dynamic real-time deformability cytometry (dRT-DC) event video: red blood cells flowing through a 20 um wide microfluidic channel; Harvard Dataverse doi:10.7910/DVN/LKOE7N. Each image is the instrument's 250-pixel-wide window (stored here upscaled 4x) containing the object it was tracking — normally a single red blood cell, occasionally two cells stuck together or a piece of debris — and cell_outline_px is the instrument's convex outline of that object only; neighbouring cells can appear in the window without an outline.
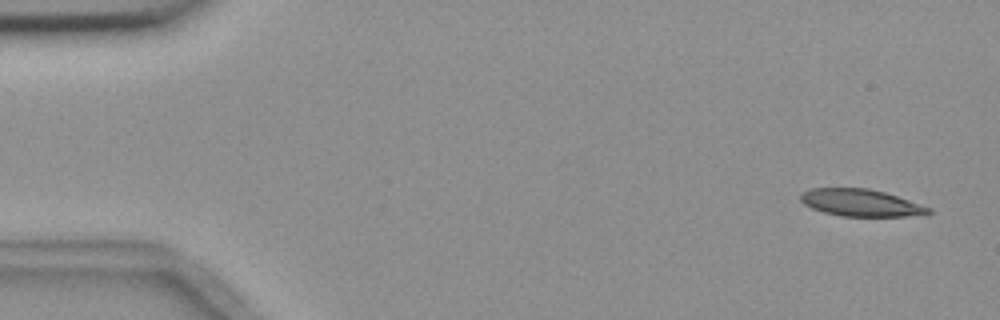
{"species": "common noctule bat (a hibernating species)", "species_latin": "Nyctalus noctula", "temperature_condition": "room temperature", "stored_images_in_passage": 9, "camera_frame_rate_fps": 3000, "um_per_image_px": 0.085, "animal": {"sex": "female", "body_mass_g": 18.4}, "frame": {"image": 1, "passage_image": 1, "time_ms": 0.0, "image_size_px": [1000, 320], "cell_outline_px": [[932, 212], [904, 216], [840, 216], [824, 212], [812, 208], [804, 204], [800, 200], [800, 196], [804, 192], [812, 188], [868, 188], [884, 192], [932, 208]], "centroid_in_image_um": [73.13, 17.23], "position_along_channel_um": 11.9, "area_um2": 19.88}}
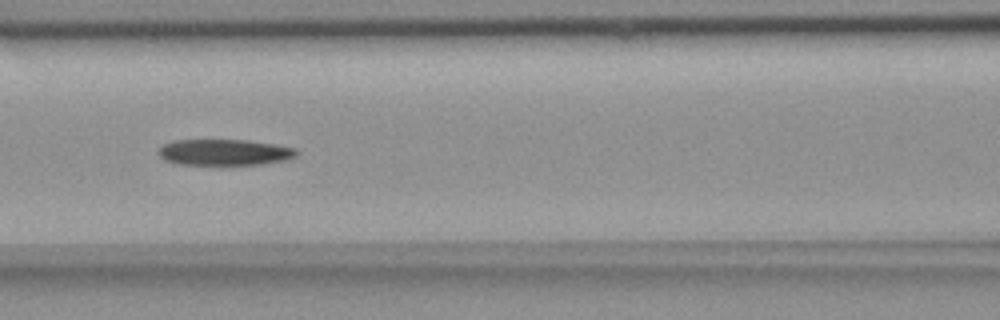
{"frame": {"image": 2, "passage_image": 7, "time_ms": 7.0, "image_size_px": [1000, 320], "cell_outline_px": [[300, 152], [296, 156], [288, 160], [260, 164], [180, 164], [164, 160], [160, 156], [160, 148], [164, 144], [172, 140], [248, 140], [296, 148]], "centroid_in_image_um": [19.12, 12.94], "position_along_channel_um": 147.5, "area_um2": 20.87}}
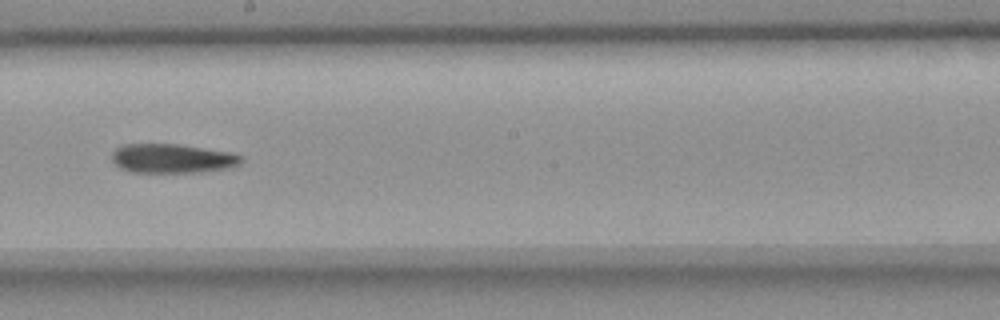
{"frame": {"image": 3, "passage_image": 9, "time_ms": 9.333, "image_size_px": [1000, 320], "cell_outline_px": [[244, 160], [240, 164], [228, 168], [200, 172], [132, 172], [120, 168], [112, 160], [112, 152], [120, 144], [176, 144], [232, 152], [244, 156]], "centroid_in_image_um": [14.67, 13.46], "position_along_channel_um": 233.5, "area_um2": 22.14}}